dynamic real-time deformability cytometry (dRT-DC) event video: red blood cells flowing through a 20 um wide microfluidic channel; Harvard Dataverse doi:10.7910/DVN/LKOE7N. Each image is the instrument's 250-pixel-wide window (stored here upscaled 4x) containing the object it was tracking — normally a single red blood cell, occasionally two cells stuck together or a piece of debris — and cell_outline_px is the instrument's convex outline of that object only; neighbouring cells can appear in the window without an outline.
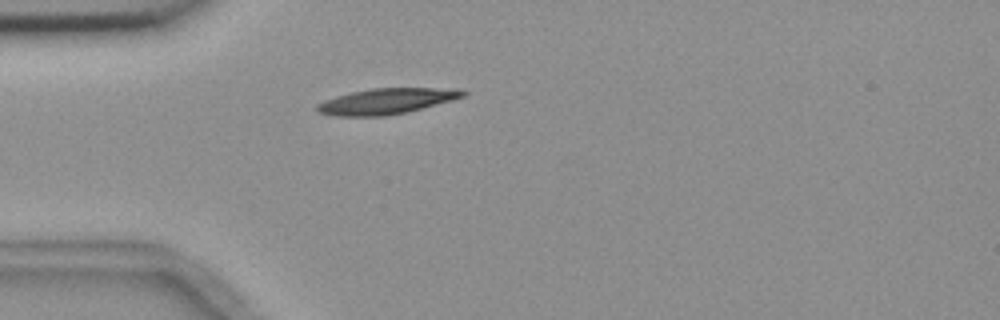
{"species": "common noctule bat (a hibernating species)", "species_latin": "Nyctalus noctula", "temperature_condition": "room temperature", "stored_images_in_passage": 2, "camera_frame_rate_fps": 3000, "um_per_image_px": 0.085, "animal": {"sex": "female", "body_mass_g": 18.4}, "frame": {"image": 1, "passage_image": 2, "time_ms": 1.333, "image_size_px": [1000, 320], "cell_outline_px": [[468, 92], [464, 96], [452, 100], [404, 112], [384, 116], [332, 116], [316, 112], [316, 104], [324, 100], [336, 96], [352, 92], [372, 88], [460, 88]], "centroid_in_image_um": [32.81, 8.59], "position_along_channel_um": 52.2, "area_um2": 21.79}}